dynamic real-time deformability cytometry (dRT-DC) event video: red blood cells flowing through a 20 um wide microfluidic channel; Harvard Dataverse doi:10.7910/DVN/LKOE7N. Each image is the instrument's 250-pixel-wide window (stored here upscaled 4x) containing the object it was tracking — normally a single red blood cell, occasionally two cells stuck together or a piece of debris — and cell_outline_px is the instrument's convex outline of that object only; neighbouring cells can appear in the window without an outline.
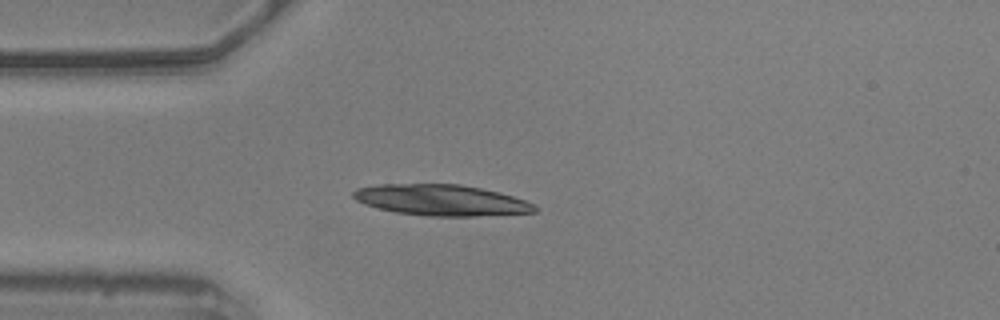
{"species": "common noctule bat (a hibernating species)", "species_latin": "Nyctalus noctula", "temperature_condition": "warm", "stored_images_in_passage": 42, "camera_frame_rate_fps": 3000, "um_per_image_px": 0.085, "animal": {"sex": "male", "body_mass_g": 20.5, "forearm_length_mm": 52.5}, "frame": {"image": 1, "passage_image": 1, "time_ms": 0.0, "image_size_px": [1000, 320], "cell_outline_px": [[536, 212], [476, 216], [428, 216], [396, 212], [376, 208], [364, 204], [356, 200], [352, 196], [352, 192], [356, 188], [380, 184], [460, 184], [500, 192], [536, 204]], "centroid_in_image_um": [37.48, 17.01], "position_along_channel_um": 47.5, "area_um2": 32.83}}
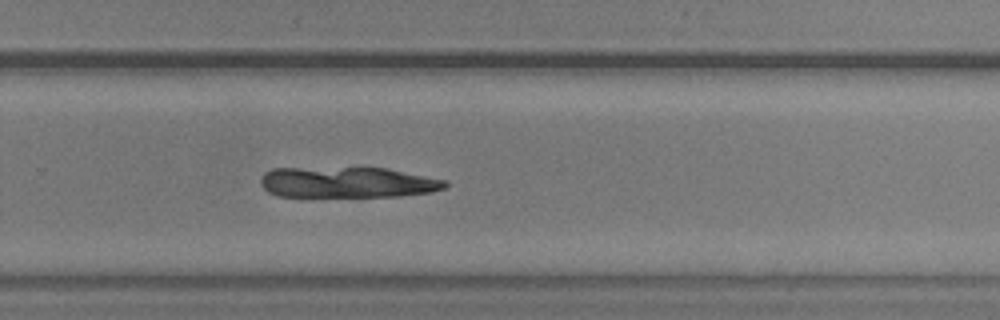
{"frame": {"image": 2, "passage_image": 23, "time_ms": 7.333, "image_size_px": [1000, 320], "cell_outline_px": [[448, 184], [444, 188], [428, 192], [400, 196], [276, 196], [268, 192], [260, 184], [260, 176], [264, 172], [272, 168], [388, 168], [444, 180]], "centroid_in_image_um": [29.46, 15.49], "position_along_channel_um": 300.3, "area_um2": 32.95}}
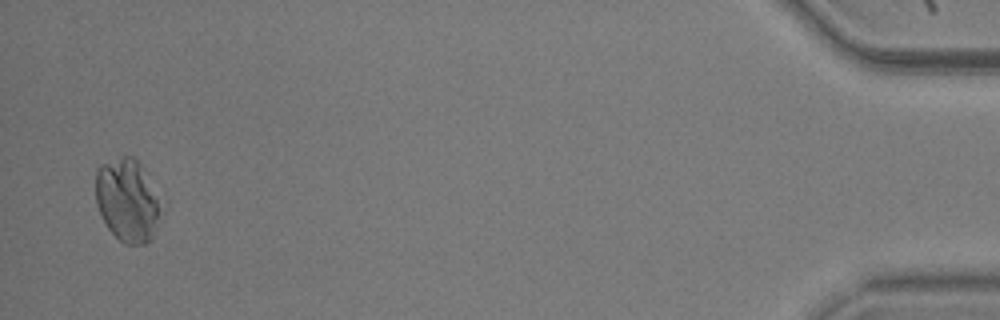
{"frame": {"image": 3, "passage_image": 41, "time_ms": 13.333, "image_size_px": [1000, 320], "cell_outline_px": [[160, 204], [152, 240], [144, 244], [124, 244], [108, 228], [100, 216], [96, 204], [96, 168], [100, 164], [124, 156], [132, 156], [144, 168], [160, 200]], "centroid_in_image_um": [10.79, 17.01], "position_along_channel_um": 424.4, "area_um2": 31.39}}